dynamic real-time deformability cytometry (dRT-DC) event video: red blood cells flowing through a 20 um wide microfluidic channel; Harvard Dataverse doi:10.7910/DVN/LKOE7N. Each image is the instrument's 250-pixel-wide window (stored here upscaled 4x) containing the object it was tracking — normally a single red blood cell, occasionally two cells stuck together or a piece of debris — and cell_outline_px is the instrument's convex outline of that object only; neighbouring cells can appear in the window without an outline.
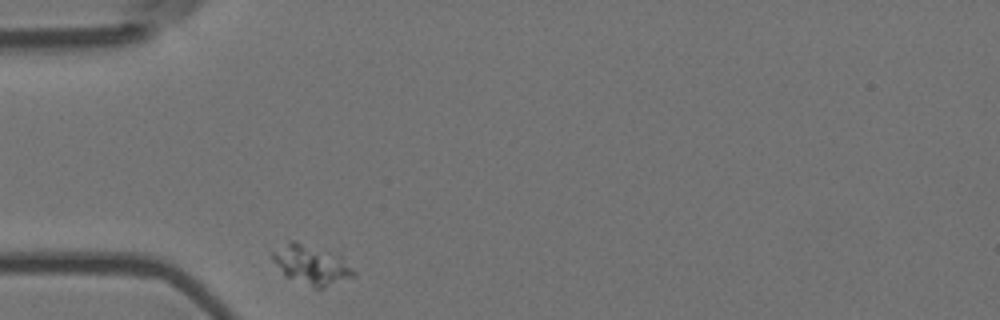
{"species": "Egyptian fruit bat (a non-hibernating species)", "species_latin": "Rousettus aegyptiacus", "temperature_condition": "room temperature", "stored_images_in_passage": 32, "camera_frame_rate_fps": 3000, "um_per_image_px": 0.085, "animal": {"sex": "female"}, "frame": {"image": 1, "passage_image": 1, "time_ms": 0.0, "image_size_px": [1000, 320], "cell_outline_px": [[356, 276], [324, 288], [316, 288], [284, 276], [272, 260], [268, 252], [292, 240], [296, 240], [340, 256], [356, 272]], "centroid_in_image_um": [26.42, 22.5], "position_along_channel_um": 58.6, "area_um2": 18.73}}
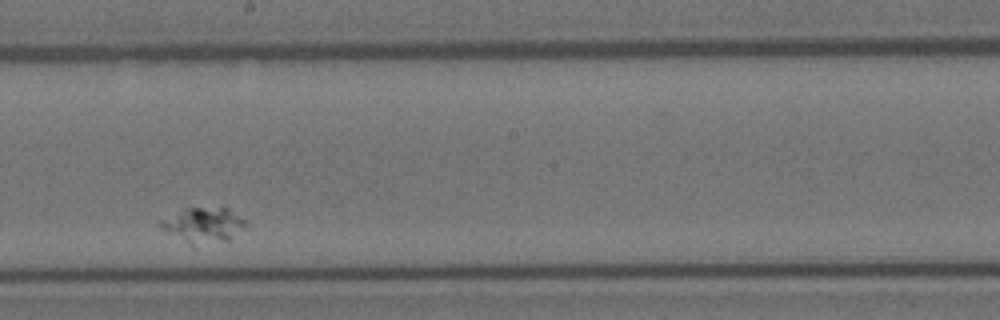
{"frame": {"image": 2, "passage_image": 19, "time_ms": 6.0, "image_size_px": [1000, 320], "cell_outline_px": [[248, 224], [228, 240], [192, 248], [160, 228], [156, 224], [160, 220], [184, 208], [228, 208], [244, 220]], "centroid_in_image_um": [17.21, 19.18], "position_along_channel_um": 231.0, "area_um2": 17.74}}
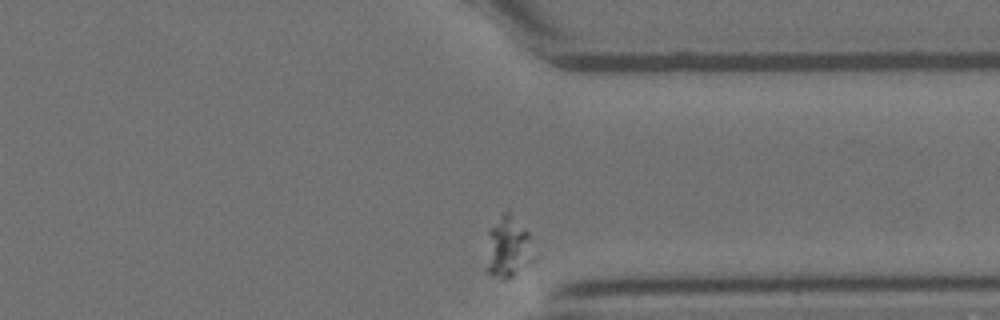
{"frame": {"image": 3, "passage_image": 32, "time_ms": 10.333, "image_size_px": [1000, 320], "cell_outline_px": [[528, 236], [512, 276], [504, 280], [492, 276], [488, 272], [488, 232], [504, 208], [508, 208], [528, 232]], "centroid_in_image_um": [42.96, 20.82], "position_along_channel_um": 368.4, "area_um2": 14.45}}